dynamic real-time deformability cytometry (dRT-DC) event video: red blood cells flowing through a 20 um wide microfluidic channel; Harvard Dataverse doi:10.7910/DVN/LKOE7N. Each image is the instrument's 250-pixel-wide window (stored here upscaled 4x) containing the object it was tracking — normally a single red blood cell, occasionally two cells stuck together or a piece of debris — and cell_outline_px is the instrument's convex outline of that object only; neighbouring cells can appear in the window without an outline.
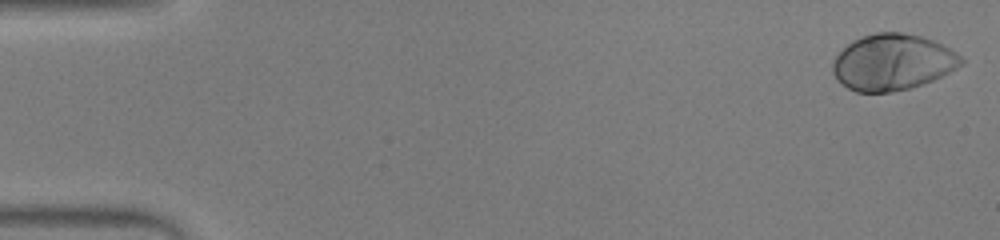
{"species": "human", "species_latin": "Homo sapiens", "temperature_condition": "warm", "stored_images_in_passage": 52, "camera_frame_rate_fps": 3000, "um_per_image_px": 0.085, "donor": {"sex": "male"}, "frame": {"image": 1, "passage_image": 1, "time_ms": 0.0, "image_size_px": [1000, 240], "cell_outline_px": [[964, 64], [932, 80], [912, 88], [892, 92], [856, 92], [848, 88], [836, 80], [832, 72], [832, 64], [836, 56], [852, 40], [876, 32], [900, 32], [920, 36], [932, 40], [956, 52], [964, 60]], "centroid_in_image_um": [75.85, 5.3], "position_along_channel_um": 9.2, "area_um2": 41.91}}
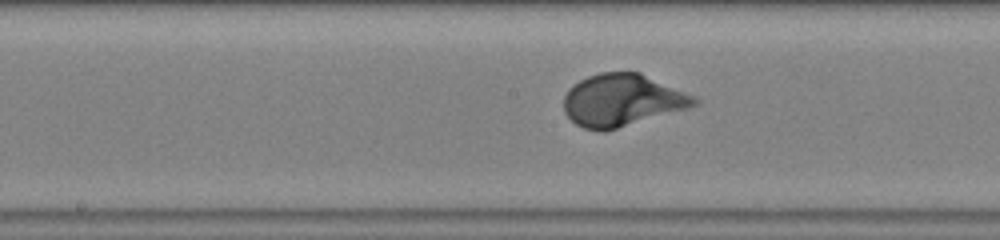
{"frame": {"image": 2, "passage_image": 27, "time_ms": 8.667, "image_size_px": [1000, 240], "cell_outline_px": [[700, 100], [696, 104], [688, 108], [604, 132], [584, 128], [576, 124], [564, 112], [564, 96], [568, 88], [580, 80], [588, 76], [600, 72], [640, 72], [684, 92]], "centroid_in_image_um": [52.84, 8.52], "position_along_channel_um": 195.4, "area_um2": 39.36}}
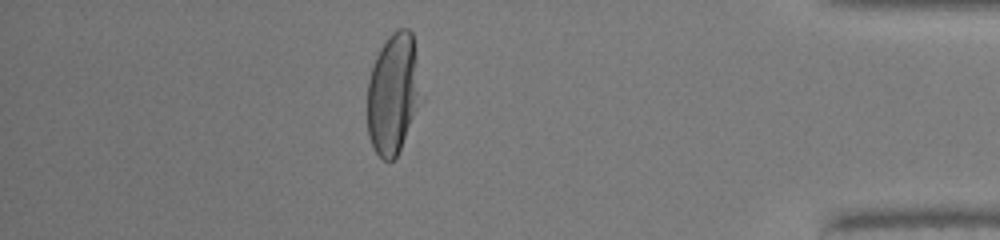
{"frame": {"image": 3, "passage_image": 46, "time_ms": 15.0, "image_size_px": [1000, 240], "cell_outline_px": [[424, 100], [396, 156], [392, 160], [384, 160], [376, 152], [368, 136], [368, 80], [376, 56], [380, 48], [388, 36], [396, 28], [408, 28], [412, 32]], "centroid_in_image_um": [33.46, 7.94], "position_along_channel_um": 401.7, "area_um2": 38.32}, "authors_computed_cell_mechanics": {"area_um2": 39.7664, "velocity_mm_per_s": 3.8841, "shape_relaxation_time_tau1_ms": 2.2729, "shape_relaxation_time_tau2_ms": null, "deformation_change_tau1": 0.1867, "deformation_change_tau2": null}}